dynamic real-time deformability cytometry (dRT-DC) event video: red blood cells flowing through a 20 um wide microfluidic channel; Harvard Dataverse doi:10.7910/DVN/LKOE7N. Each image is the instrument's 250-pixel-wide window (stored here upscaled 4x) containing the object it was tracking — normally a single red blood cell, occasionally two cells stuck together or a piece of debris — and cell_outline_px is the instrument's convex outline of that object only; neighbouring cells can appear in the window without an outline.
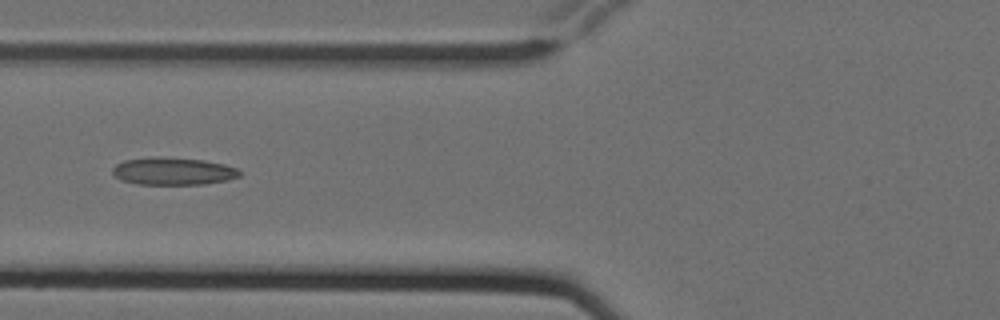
{"species": "Egyptian fruit bat (a non-hibernating species)", "species_latin": "Rousettus aegyptiacus", "temperature_condition": "cold", "stored_images_in_passage": 4, "camera_frame_rate_fps": 3000, "um_per_image_px": 0.085, "animal": {"sex": "female"}, "frame": {"image": 1, "passage_image": 3, "time_ms": 0.667, "image_size_px": [1000, 320], "cell_outline_px": [[240, 176], [228, 180], [204, 184], [136, 184], [120, 180], [112, 172], [112, 168], [116, 164], [124, 160], [152, 156], [160, 156], [204, 160], [224, 164], [236, 168], [240, 172]], "centroid_in_image_um": [14.69, 14.54], "position_along_channel_um": 111.1, "area_um2": 20.52}}
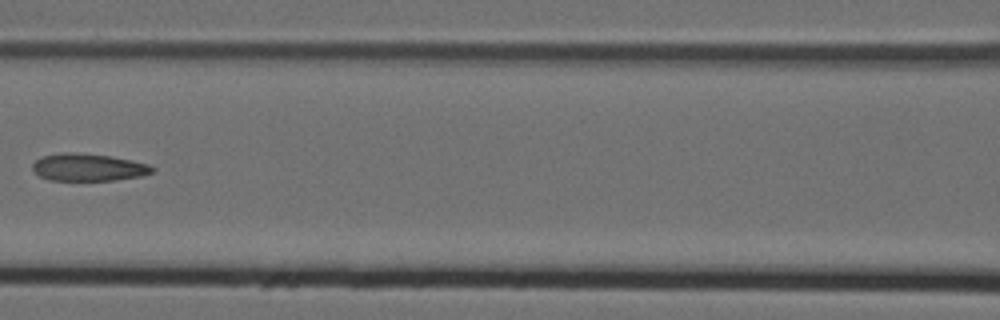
{"frame": {"image": 2, "passage_image": 4, "time_ms": 1.0, "image_size_px": [1000, 320], "cell_outline_px": [[156, 172], [144, 176], [116, 180], [48, 180], [40, 176], [32, 168], [32, 164], [36, 160], [44, 156], [64, 152], [72, 152], [108, 156], [132, 160], [148, 164], [156, 168]], "centroid_in_image_um": [7.57, 14.23], "position_along_channel_um": 159.0, "area_um2": 19.13}}